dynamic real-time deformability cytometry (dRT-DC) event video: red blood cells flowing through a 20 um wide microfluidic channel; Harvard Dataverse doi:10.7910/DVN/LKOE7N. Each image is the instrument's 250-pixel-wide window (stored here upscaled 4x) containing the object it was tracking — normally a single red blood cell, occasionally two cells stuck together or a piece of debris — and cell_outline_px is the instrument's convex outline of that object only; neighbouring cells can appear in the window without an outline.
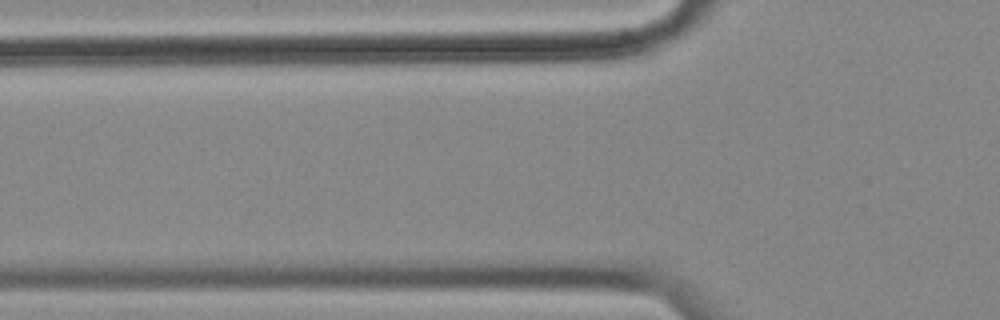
{"species": "common noctule bat (a hibernating species)", "species_latin": "Nyctalus noctula", "temperature_condition": "cold", "stored_images_in_passage": 6, "camera_frame_rate_fps": 3000, "um_per_image_px": 0.085, "animal": {"sex": "female", "body_mass_g": 18.4}, "frame": {"image": 1, "passage_image": 2, "time_ms": 0.333, "image_size_px": [1000, 320], "cell_outline_px": [[632, 44], [620, 56], [604, 60], [524, 64], [476, 64], [476, 60], [496, 48], [620, 44]], "centroid_in_image_um": [46.96, 4.61], "position_along_channel_um": 78.8, "area_um2": 16.24}}